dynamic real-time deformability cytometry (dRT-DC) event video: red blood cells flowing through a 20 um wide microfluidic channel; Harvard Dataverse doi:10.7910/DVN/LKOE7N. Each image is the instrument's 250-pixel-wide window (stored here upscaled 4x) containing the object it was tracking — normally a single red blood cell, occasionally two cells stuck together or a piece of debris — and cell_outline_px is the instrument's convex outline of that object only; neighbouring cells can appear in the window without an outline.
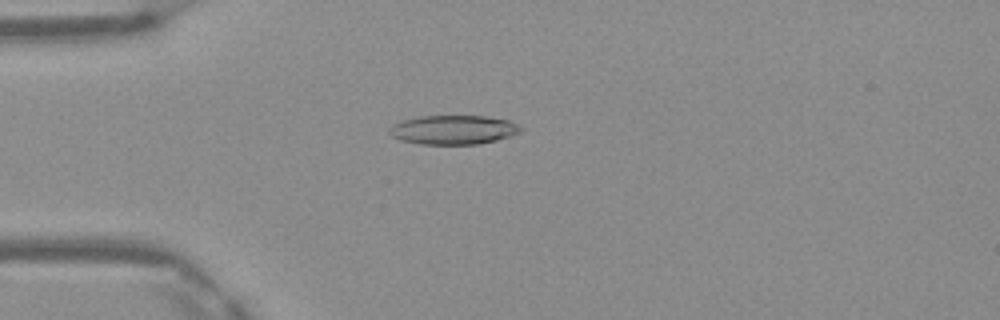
{"species": "Egyptian fruit bat (a non-hibernating species)", "species_latin": "Rousettus aegyptiacus", "temperature_condition": "warm", "stored_images_in_passage": 12, "camera_frame_rate_fps": 3000, "um_per_image_px": 0.085, "frame": {"image": 1, "passage_image": 4, "time_ms": 1.0, "image_size_px": [1000, 320], "cell_outline_px": [[524, 128], [520, 132], [496, 140], [480, 144], [420, 144], [400, 140], [392, 136], [388, 132], [388, 128], [404, 120], [420, 116], [484, 116], [508, 120]], "centroid_in_image_um": [38.53, 11.03], "position_along_channel_um": 46.5, "area_um2": 22.14}}
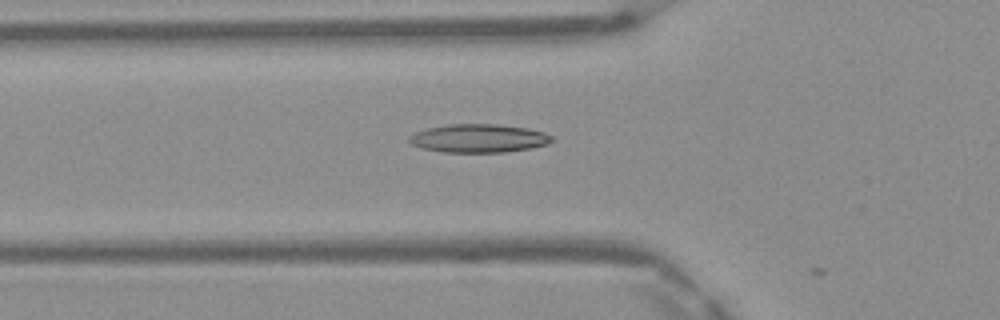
{"frame": {"image": 2, "passage_image": 8, "time_ms": 2.333, "image_size_px": [1000, 320], "cell_outline_px": [[552, 140], [548, 144], [528, 148], [504, 152], [444, 152], [424, 148], [412, 144], [408, 140], [408, 136], [416, 132], [428, 128], [448, 124], [496, 124], [528, 128], [544, 132], [552, 136]], "centroid_in_image_um": [40.69, 11.75], "position_along_channel_um": 85.1, "area_um2": 23.41}}
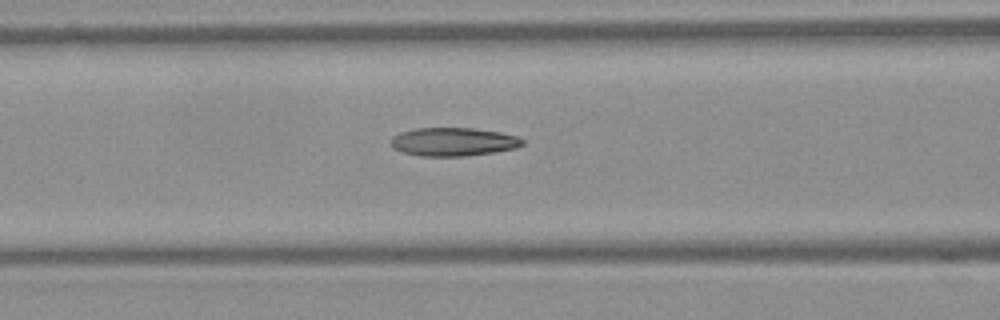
{"frame": {"image": 3, "passage_image": 11, "time_ms": 3.333, "image_size_px": [1000, 320], "cell_outline_px": [[524, 144], [516, 148], [496, 152], [464, 156], [420, 156], [404, 152], [392, 148], [392, 136], [400, 132], [416, 128], [472, 128], [500, 132], [516, 136], [524, 140]], "centroid_in_image_um": [38.54, 12.05], "position_along_channel_um": 128.1, "area_um2": 21.79}}